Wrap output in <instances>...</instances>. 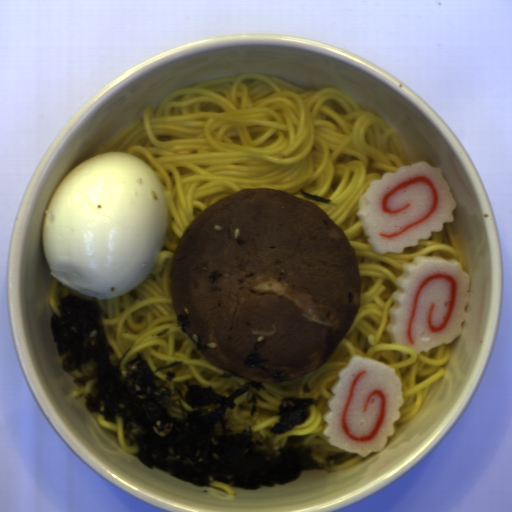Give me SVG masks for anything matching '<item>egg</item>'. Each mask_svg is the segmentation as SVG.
<instances>
[{
  "label": "egg",
  "mask_w": 512,
  "mask_h": 512,
  "mask_svg": "<svg viewBox=\"0 0 512 512\" xmlns=\"http://www.w3.org/2000/svg\"><path fill=\"white\" fill-rule=\"evenodd\" d=\"M167 222L162 184L143 159L116 150L90 157L63 177L45 209L49 273L89 299L128 293L154 267Z\"/></svg>",
  "instance_id": "egg-1"
}]
</instances>
